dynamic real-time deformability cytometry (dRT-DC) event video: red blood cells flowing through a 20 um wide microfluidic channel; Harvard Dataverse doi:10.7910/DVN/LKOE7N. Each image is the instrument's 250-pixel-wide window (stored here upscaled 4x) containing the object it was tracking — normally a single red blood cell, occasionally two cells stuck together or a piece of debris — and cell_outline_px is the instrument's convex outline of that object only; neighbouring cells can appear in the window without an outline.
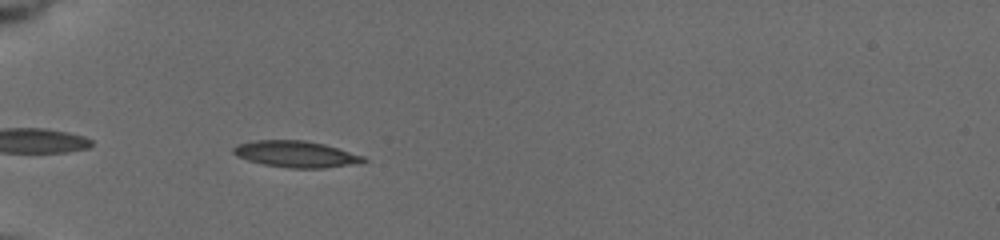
{"species": "common noctule bat (a hibernating species)", "species_latin": "Nyctalus noctula", "temperature_condition": "cold", "stored_images_in_passage": 33, "camera_frame_rate_fps": 3000, "um_per_image_px": 0.085, "animal": {"sex": "female", "body_mass_g": 19.5, "forearm_length_mm": 54.1}, "frame": {"image": 1, "passage_image": 15, "time_ms": 6.0, "image_size_px": [1000, 240], "cell_outline_px": [[368, 160], [348, 164], [324, 168], [292, 168], [264, 164], [248, 160], [232, 152], [232, 148], [236, 144], [256, 140], [304, 140], [324, 144], [364, 156]], "centroid_in_image_um": [25.12, 13.08], "position_along_channel_um": 59.9, "area_um2": 19.65}}
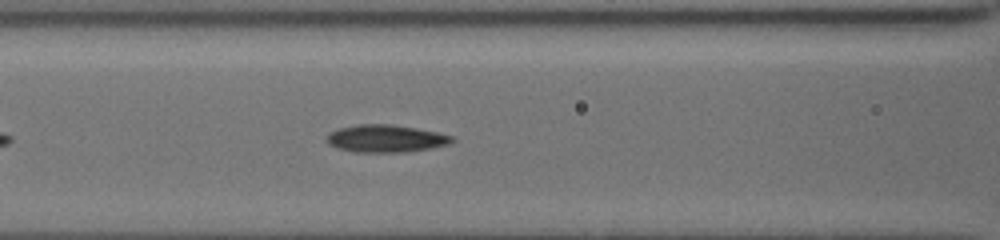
{"frame": {"image": 2, "passage_image": 22, "time_ms": 8.333, "image_size_px": [1000, 240], "cell_outline_px": [[456, 140], [448, 144], [432, 148], [404, 152], [352, 152], [336, 148], [328, 144], [328, 132], [340, 128], [356, 124], [388, 124], [416, 128], [436, 132], [452, 136]], "centroid_in_image_um": [32.77, 11.78], "position_along_channel_um": 133.8, "area_um2": 20.06}}
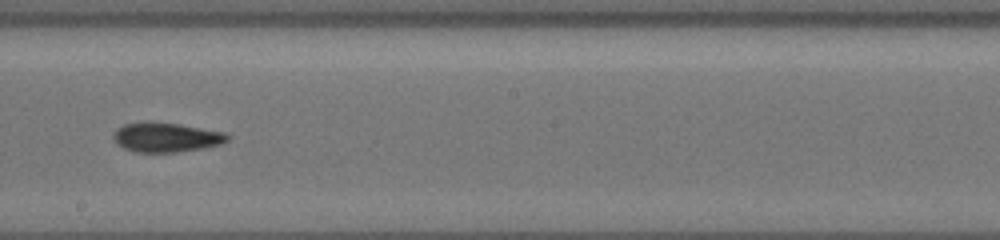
{"frame": {"image": 3, "passage_image": 30, "time_ms": 11.0, "image_size_px": [1000, 240], "cell_outline_px": [[232, 136], [228, 140], [220, 144], [204, 148], [176, 152], [136, 152], [124, 148], [116, 144], [112, 140], [112, 132], [116, 128], [124, 124], [144, 120], [152, 120], [180, 124], [224, 132]], "centroid_in_image_um": [14.06, 11.64], "position_along_channel_um": 234.1, "area_um2": 20.17}}